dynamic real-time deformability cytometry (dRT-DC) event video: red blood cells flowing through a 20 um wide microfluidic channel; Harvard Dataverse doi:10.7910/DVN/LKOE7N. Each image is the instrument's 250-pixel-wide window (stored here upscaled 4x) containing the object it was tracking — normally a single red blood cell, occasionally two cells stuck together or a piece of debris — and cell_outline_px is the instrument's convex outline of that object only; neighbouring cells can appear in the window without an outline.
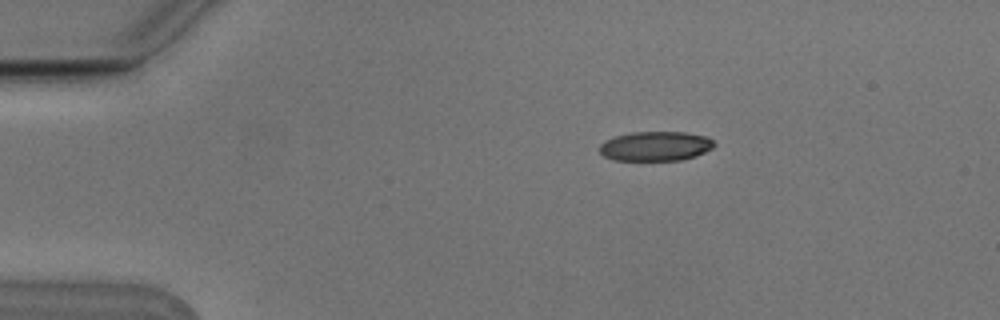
{"species": "Egyptian fruit bat (a non-hibernating species)", "species_latin": "Rousettus aegyptiacus", "temperature_condition": "cold", "stored_images_in_passage": 7, "camera_frame_rate_fps": 3000, "um_per_image_px": 0.085, "animal": {"sex": "male"}, "frame": {"image": 1, "passage_image": 1, "time_ms": 0.0, "image_size_px": [1000, 320], "cell_outline_px": [[716, 144], [712, 148], [696, 156], [680, 160], [612, 160], [604, 156], [600, 152], [600, 144], [604, 140], [616, 136], [632, 132], [684, 132], [708, 136]], "centroid_in_image_um": [55.72, 12.42], "position_along_channel_um": 29.3, "area_um2": 19.77}}
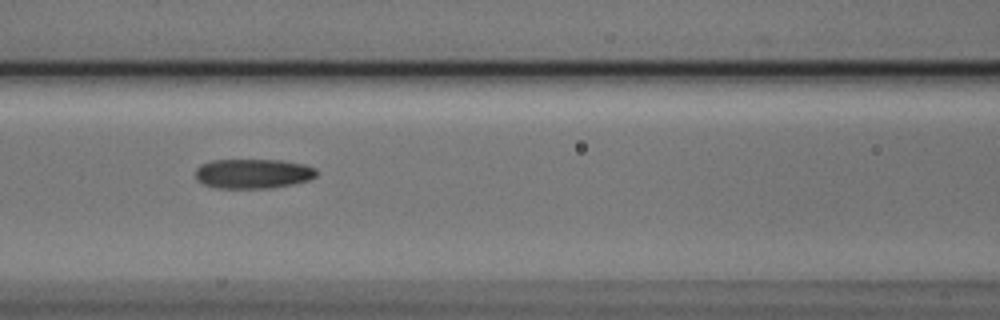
{"frame": {"image": 2, "passage_image": 5, "time_ms": 1.333, "image_size_px": [1000, 320], "cell_outline_px": [[316, 176], [308, 180], [292, 184], [272, 188], [216, 188], [204, 184], [196, 180], [196, 168], [200, 164], [212, 160], [280, 160], [304, 164], [316, 168]], "centroid_in_image_um": [21.49, 14.76], "position_along_channel_um": 145.1, "area_um2": 20.98}}
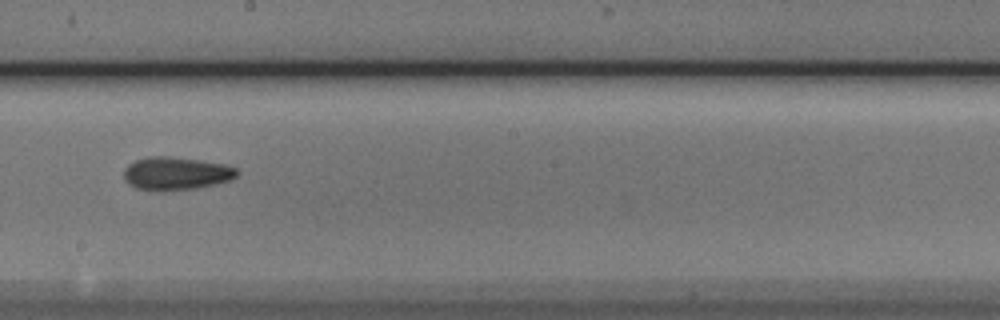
{"frame": {"image": 3, "passage_image": 7, "time_ms": 2.0, "image_size_px": [1000, 320], "cell_outline_px": [[240, 172], [236, 176], [228, 180], [216, 184], [196, 188], [160, 192], [156, 192], [136, 188], [128, 184], [124, 180], [124, 168], [128, 164], [136, 160], [148, 156], [168, 156], [200, 160], [224, 164], [236, 168]], "centroid_in_image_um": [14.92, 14.75], "position_along_channel_um": 233.3, "area_um2": 22.08}}